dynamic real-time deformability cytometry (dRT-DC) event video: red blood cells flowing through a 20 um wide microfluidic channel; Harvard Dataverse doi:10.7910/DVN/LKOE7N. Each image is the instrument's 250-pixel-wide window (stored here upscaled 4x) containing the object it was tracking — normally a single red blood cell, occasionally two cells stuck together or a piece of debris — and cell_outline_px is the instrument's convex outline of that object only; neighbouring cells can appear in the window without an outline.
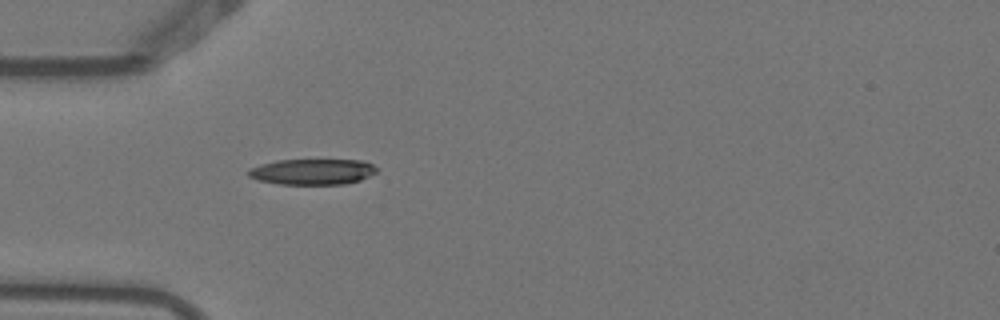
{"species": "Egyptian fruit bat (a non-hibernating species)", "species_latin": "Rousettus aegyptiacus", "temperature_condition": "warm", "stored_images_in_passage": 5, "camera_frame_rate_fps": 3000, "um_per_image_px": 0.085, "animal": {"sex": "female"}, "frame": {"image": 1, "passage_image": 5, "time_ms": 1.333, "image_size_px": [1000, 320], "cell_outline_px": [[380, 168], [376, 172], [360, 180], [344, 184], [280, 184], [256, 180], [248, 176], [248, 168], [260, 164], [276, 160], [364, 160]], "centroid_in_image_um": [26.55, 14.59], "position_along_channel_um": 58.5, "area_um2": 19.42}}